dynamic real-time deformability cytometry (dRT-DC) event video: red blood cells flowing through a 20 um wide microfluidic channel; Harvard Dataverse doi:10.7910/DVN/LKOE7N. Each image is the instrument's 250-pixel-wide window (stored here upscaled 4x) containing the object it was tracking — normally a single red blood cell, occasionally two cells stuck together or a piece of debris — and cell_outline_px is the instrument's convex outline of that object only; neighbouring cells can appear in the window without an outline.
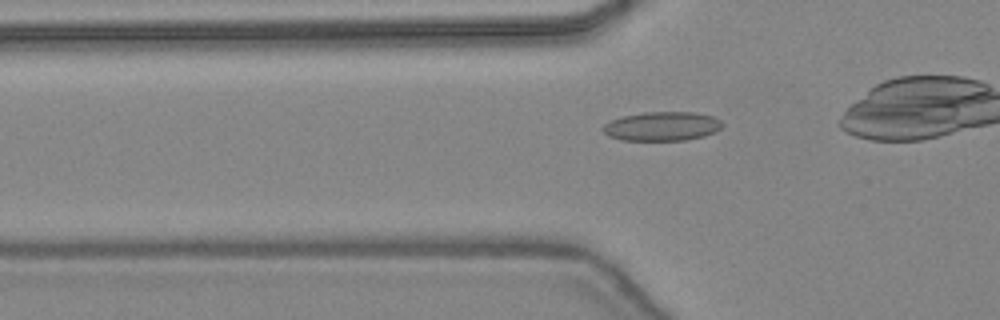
{"species": "common noctule bat (a hibernating species)", "species_latin": "Nyctalus noctula", "temperature_condition": "warm", "stored_images_in_passage": 34, "camera_frame_rate_fps": 3000, "um_per_image_px": 0.085, "animal": {"sex": "female", "body_mass_g": 24.6, "forearm_length_mm": 56.2}, "frame": {"image": 1, "passage_image": 12, "time_ms": 3.667, "image_size_px": [1000, 320], "cell_outline_px": [[724, 124], [716, 132], [704, 136], [684, 140], [620, 140], [608, 136], [600, 128], [604, 124], [612, 120], [624, 116], [644, 112], [696, 112], [712, 116], [720, 120]], "centroid_in_image_um": [56.27, 10.73], "position_along_channel_um": 69.5, "area_um2": 20.29}}
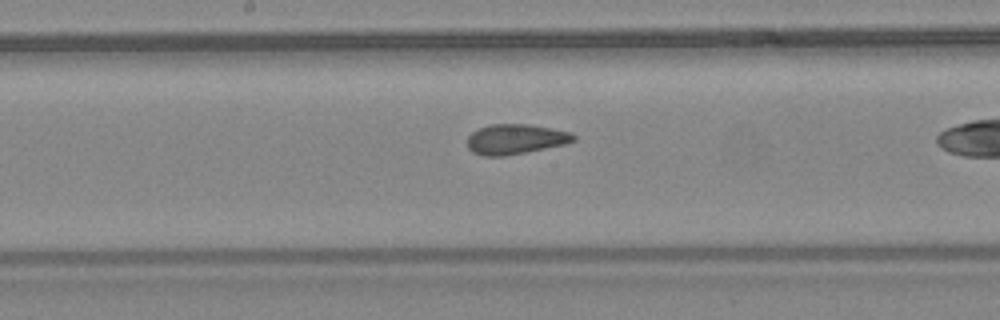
{"frame": {"image": 2, "passage_image": 21, "time_ms": 6.667, "image_size_px": [1000, 320], "cell_outline_px": [[576, 140], [568, 144], [504, 156], [480, 156], [472, 152], [468, 148], [468, 136], [472, 132], [480, 128], [492, 124], [528, 124], [552, 128], [572, 132], [576, 136]], "centroid_in_image_um": [43.85, 11.83], "position_along_channel_um": 204.4, "area_um2": 18.79}}
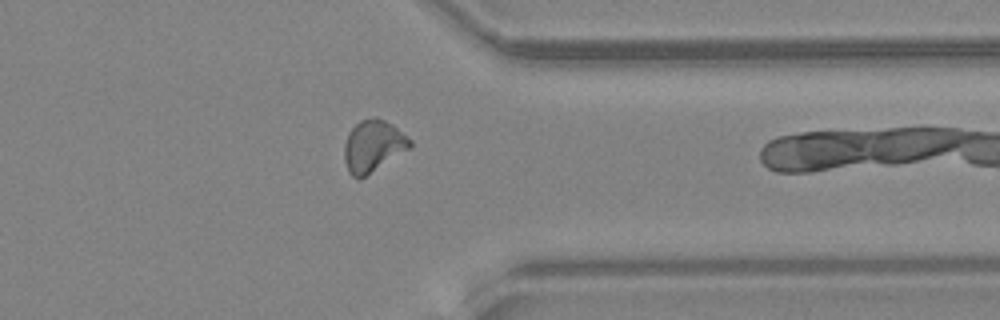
{"frame": {"image": 3, "passage_image": 33, "time_ms": 10.667, "image_size_px": [1000, 320], "cell_outline_px": [[412, 148], [360, 180], [352, 176], [348, 172], [344, 160], [344, 144], [348, 132], [360, 120], [376, 116], [392, 124], [412, 140]], "centroid_in_image_um": [31.72, 12.43], "position_along_channel_um": 379.7, "area_um2": 20.23}}